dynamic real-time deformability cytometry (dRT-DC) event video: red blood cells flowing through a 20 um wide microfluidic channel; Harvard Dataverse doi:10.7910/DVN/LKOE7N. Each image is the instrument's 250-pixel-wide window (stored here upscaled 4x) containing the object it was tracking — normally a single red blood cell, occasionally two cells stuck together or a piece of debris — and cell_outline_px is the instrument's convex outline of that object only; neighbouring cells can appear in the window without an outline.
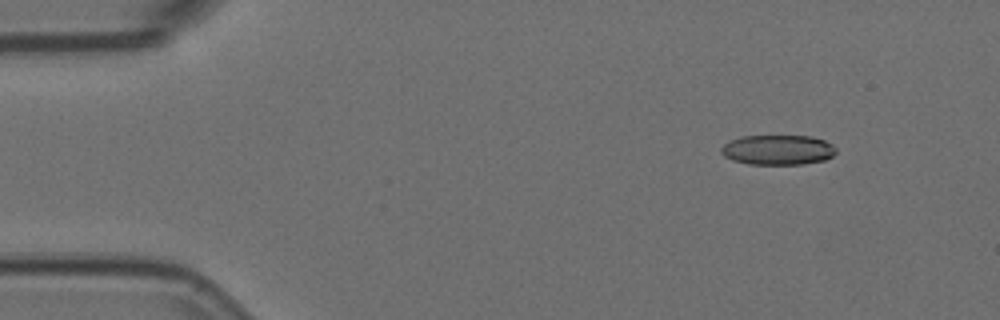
{"species": "Egyptian fruit bat (a non-hibernating species)", "species_latin": "Rousettus aegyptiacus", "temperature_condition": "room temperature", "stored_images_in_passage": 4, "camera_frame_rate_fps": 3000, "um_per_image_px": 0.085, "animal": {"sex": "female"}, "frame": {"image": 1, "passage_image": 1, "time_ms": 0.0, "image_size_px": [1000, 320], "cell_outline_px": [[836, 152], [832, 156], [824, 160], [804, 164], [748, 164], [732, 160], [724, 156], [720, 152], [720, 148], [728, 140], [740, 136], [812, 136], [824, 140], [832, 144], [836, 148]], "centroid_in_image_um": [66.09, 12.73], "position_along_channel_um": 18.9, "area_um2": 20.23}}